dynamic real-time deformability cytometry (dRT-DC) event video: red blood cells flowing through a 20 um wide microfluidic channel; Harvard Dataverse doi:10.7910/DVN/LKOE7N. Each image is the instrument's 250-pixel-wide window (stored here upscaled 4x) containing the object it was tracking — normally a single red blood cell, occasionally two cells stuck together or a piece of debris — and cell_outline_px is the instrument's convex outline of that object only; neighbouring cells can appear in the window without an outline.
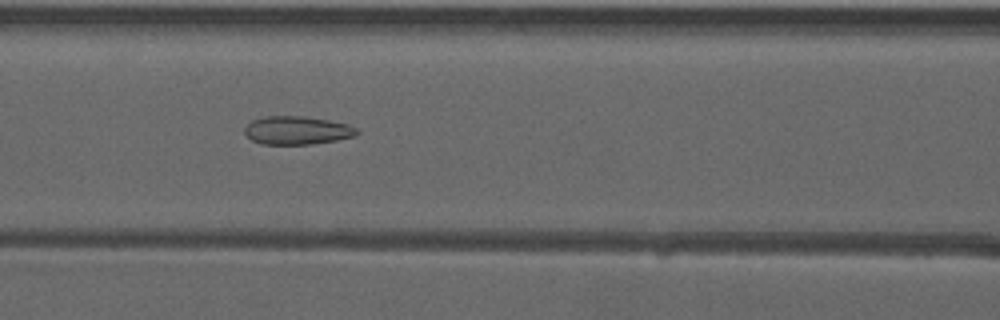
{"species": "common noctule bat (a hibernating species)", "species_latin": "Nyctalus noctula", "temperature_condition": "warm", "stored_images_in_passage": 52, "camera_frame_rate_fps": 3000, "um_per_image_px": 0.085, "animal": {"sex": "male", "forearm_length_mm": 52.5}, "frame": {"image": 1, "passage_image": 23, "time_ms": 7.333, "image_size_px": [1000, 320], "cell_outline_px": [[360, 132], [356, 136], [336, 140], [312, 144], [260, 144], [252, 140], [244, 132], [244, 128], [252, 120], [268, 116], [304, 116], [328, 120], [348, 124], [356, 128]], "centroid_in_image_um": [25.26, 11.08], "position_along_channel_um": 141.3, "area_um2": 18.5}}
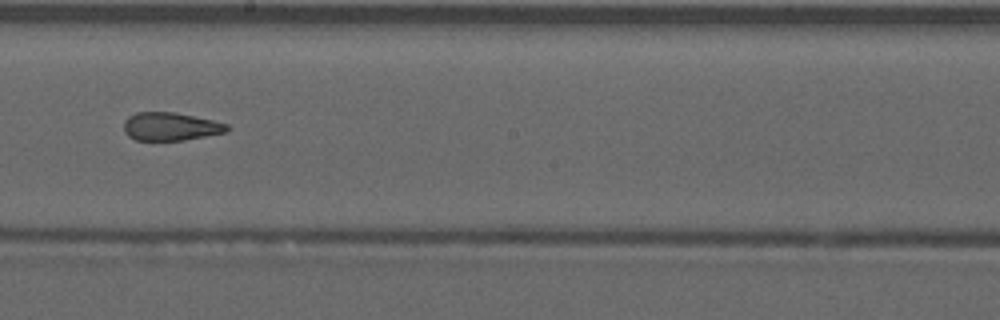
{"frame": {"image": 2, "passage_image": 30, "time_ms": 9.667, "image_size_px": [1000, 320], "cell_outline_px": [[228, 132], [184, 140], [136, 140], [128, 136], [124, 132], [124, 120], [128, 116], [136, 112], [172, 112], [212, 120], [228, 124]], "centroid_in_image_um": [14.47, 10.76], "position_along_channel_um": 233.7, "area_um2": 16.88}}
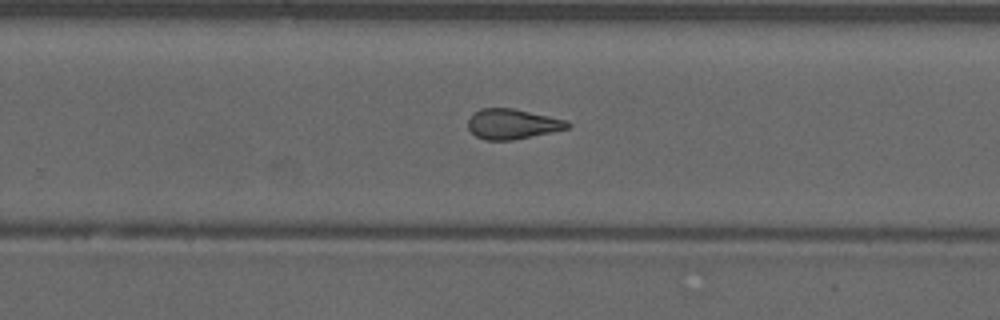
{"frame": {"image": 3, "passage_image": 34, "time_ms": 11.0, "image_size_px": [1000, 320], "cell_outline_px": [[572, 124], [568, 128], [552, 132], [512, 140], [484, 140], [476, 136], [468, 128], [468, 120], [480, 108], [512, 108], [568, 120]], "centroid_in_image_um": [43.57, 10.54], "position_along_channel_um": 286.2, "area_um2": 17.4}, "authors_computed_cell_mechanics": {"area_um2": 18.8139, "velocity_mm_per_s": 3.9697, "shape_relaxation_time_tau1_ms": null, "shape_relaxation_time_tau2_ms": 1.6879, "deformation_change_tau1": null, "deformation_change_tau2": 0.0959}}